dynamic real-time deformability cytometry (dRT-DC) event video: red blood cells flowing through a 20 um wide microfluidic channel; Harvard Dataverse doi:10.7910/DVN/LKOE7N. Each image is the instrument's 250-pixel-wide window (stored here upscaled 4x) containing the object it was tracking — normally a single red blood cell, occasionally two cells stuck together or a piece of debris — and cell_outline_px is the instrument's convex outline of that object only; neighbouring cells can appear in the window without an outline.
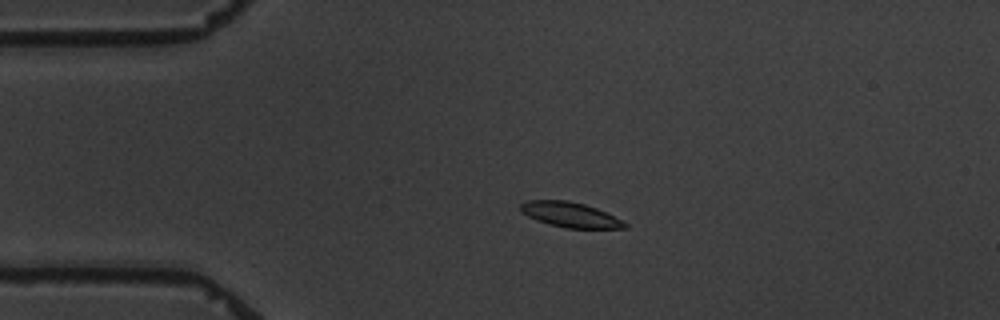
{"species": "common noctule bat (a hibernating species)", "species_latin": "Nyctalus noctula", "temperature_condition": "warm", "stored_images_in_passage": 4, "camera_frame_rate_fps": 3000, "um_per_image_px": 0.085, "animal": {"sex": "male", "body_mass_g": 19.5, "forearm_length_mm": 54.6}, "frame": {"image": 1, "passage_image": 3, "time_ms": 3.0, "image_size_px": [1000, 320], "cell_outline_px": [[628, 228], [568, 228], [548, 224], [536, 220], [520, 212], [520, 204], [528, 200], [568, 200], [584, 204], [596, 208], [628, 224]], "centroid_in_image_um": [48.41, 18.24], "position_along_channel_um": 36.6, "area_um2": 15.09}}